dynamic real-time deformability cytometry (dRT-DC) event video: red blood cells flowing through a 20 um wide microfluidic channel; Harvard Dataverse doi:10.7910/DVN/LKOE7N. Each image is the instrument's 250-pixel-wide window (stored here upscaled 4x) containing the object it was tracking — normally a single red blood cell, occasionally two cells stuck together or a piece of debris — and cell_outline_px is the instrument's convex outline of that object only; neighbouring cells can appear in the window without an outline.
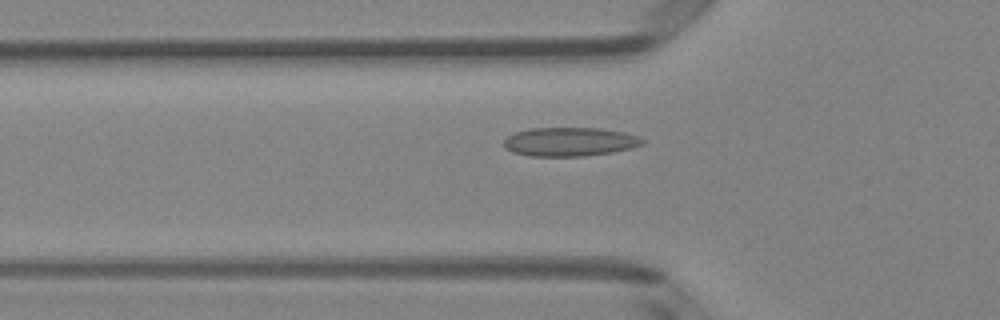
{"species": "Egyptian fruit bat (a non-hibernating species)", "species_latin": "Rousettus aegyptiacus", "temperature_condition": "room temperature", "stored_images_in_passage": 52, "segment_of_instrument_passage": [1, 2], "camera_frame_rate_fps": 3000, "um_per_image_px": 0.085, "animal": {"sex": "female"}, "frame": {"image": 1, "passage_image": 17, "time_ms": 5.333, "image_size_px": [1000, 320], "cell_outline_px": [[644, 144], [632, 148], [612, 152], [584, 156], [528, 156], [512, 152], [504, 148], [504, 140], [508, 136], [516, 132], [528, 128], [600, 128], [624, 132], [636, 136], [644, 140]], "centroid_in_image_um": [48.41, 12.05], "position_along_channel_um": 77.4, "area_um2": 23.35}}
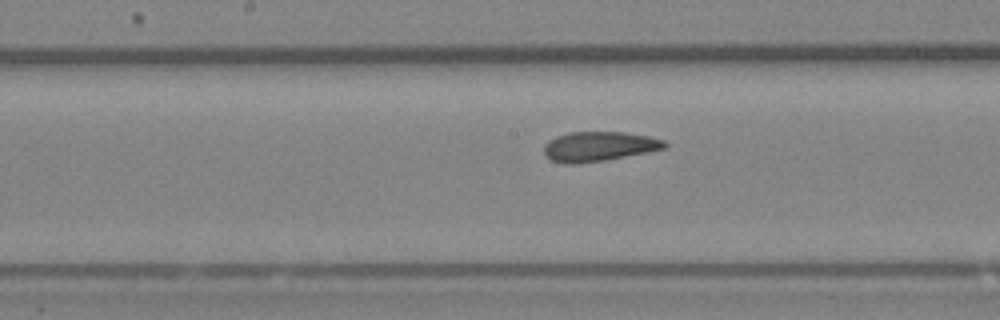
{"frame": {"image": 2, "passage_image": 26, "time_ms": 8.333, "image_size_px": [1000, 320], "cell_outline_px": [[668, 148], [604, 160], [576, 164], [564, 164], [552, 160], [544, 152], [544, 144], [548, 140], [556, 136], [568, 132], [624, 132], [648, 136], [664, 140], [668, 144]], "centroid_in_image_um": [50.91, 12.44], "position_along_channel_um": 197.3, "area_um2": 20.87}}
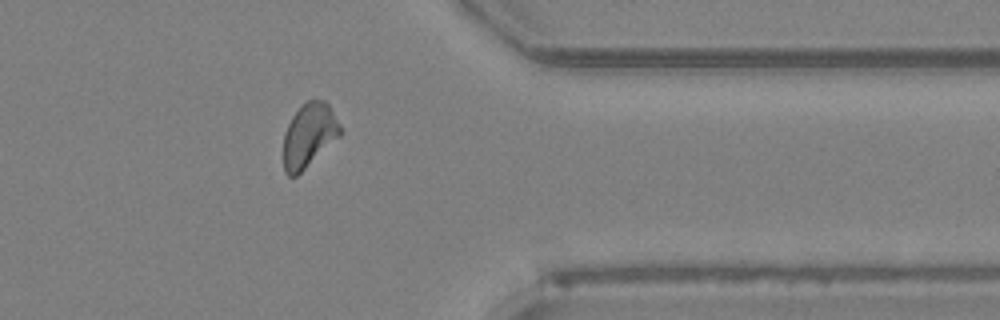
{"frame": {"image": 3, "passage_image": 41, "time_ms": 13.333, "image_size_px": [1000, 320], "cell_outline_px": [[340, 136], [296, 176], [288, 176], [284, 172], [284, 132], [292, 116], [308, 100], [324, 100], [328, 104], [340, 128]], "centroid_in_image_um": [26.23, 11.52], "position_along_channel_um": 385.2, "area_um2": 20.58}}